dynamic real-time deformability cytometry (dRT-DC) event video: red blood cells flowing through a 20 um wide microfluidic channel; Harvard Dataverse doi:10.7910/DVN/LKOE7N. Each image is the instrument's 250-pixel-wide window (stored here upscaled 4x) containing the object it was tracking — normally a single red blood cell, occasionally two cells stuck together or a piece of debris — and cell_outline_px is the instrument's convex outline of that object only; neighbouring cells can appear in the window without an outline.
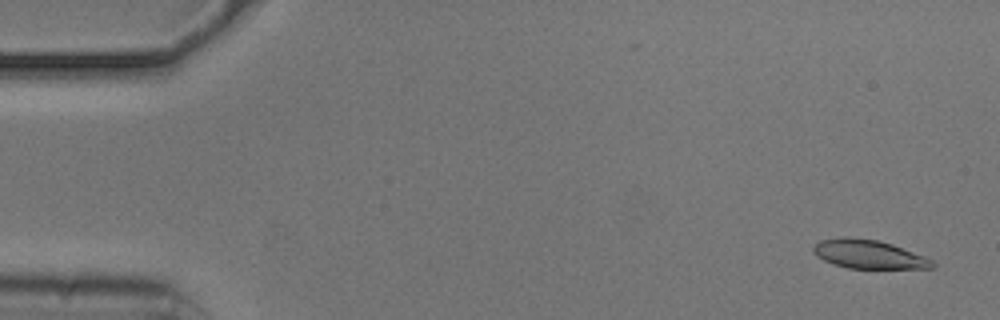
{"species": "common noctule bat (a hibernating species)", "species_latin": "Nyctalus noctula", "temperature_condition": "cold", "stored_images_in_passage": 54, "camera_frame_rate_fps": 3000, "um_per_image_px": 0.085, "animal": {"sex": "male", "body_mass_g": 20.5, "forearm_length_mm": 52.5}, "frame": {"image": 1, "passage_image": 3, "time_ms": 0.667, "image_size_px": [1000, 320], "cell_outline_px": [[936, 264], [932, 268], [848, 268], [824, 260], [816, 256], [812, 248], [820, 240], [844, 236], [876, 240], [892, 244], [924, 256], [932, 260]], "centroid_in_image_um": [73.83, 21.6], "position_along_channel_um": 11.2, "area_um2": 19.65}}
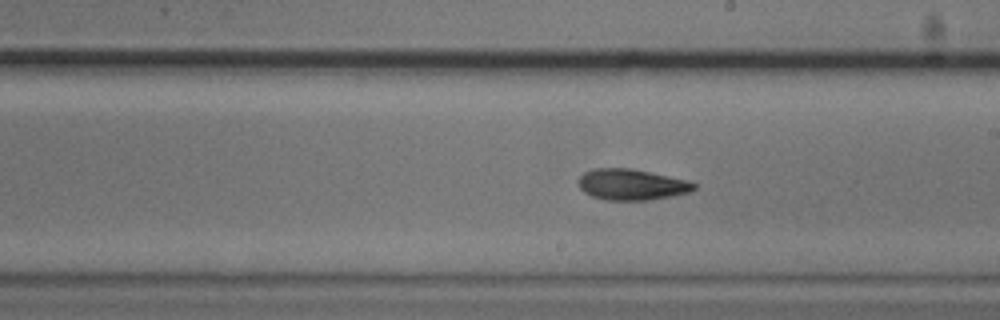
{"frame": {"image": 2, "passage_image": 31, "time_ms": 10.0, "image_size_px": [1000, 320], "cell_outline_px": [[696, 188], [688, 192], [672, 196], [648, 200], [604, 200], [592, 196], [584, 192], [580, 188], [576, 180], [584, 172], [596, 168], [632, 168], [688, 180], [696, 184]], "centroid_in_image_um": [53.66, 15.68], "position_along_channel_um": 235.3, "area_um2": 20.98}}
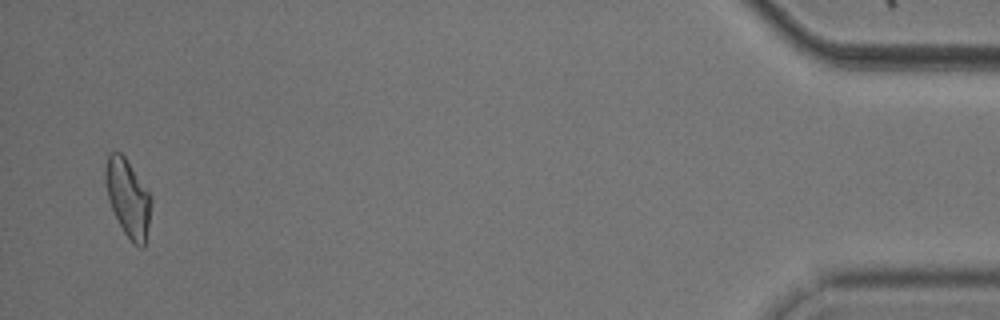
{"frame": {"image": 3, "passage_image": 53, "time_ms": 17.333, "image_size_px": [1000, 320], "cell_outline_px": [[152, 204], [144, 248], [140, 248], [132, 244], [124, 232], [108, 200], [104, 176], [104, 168], [108, 152], [120, 152], [124, 156], [152, 196]], "centroid_in_image_um": [10.87, 16.83], "position_along_channel_um": 424.3, "area_um2": 20.75}}